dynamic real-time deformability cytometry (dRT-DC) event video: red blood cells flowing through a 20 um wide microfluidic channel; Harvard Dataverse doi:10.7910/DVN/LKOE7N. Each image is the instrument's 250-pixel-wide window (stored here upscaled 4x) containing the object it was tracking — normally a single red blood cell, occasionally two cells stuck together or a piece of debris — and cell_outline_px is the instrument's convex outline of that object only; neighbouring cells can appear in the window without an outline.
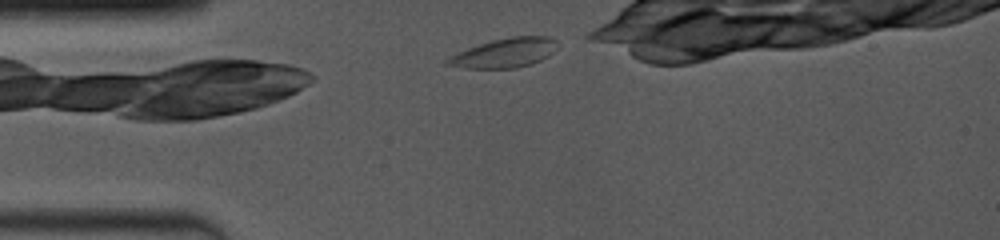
{"species": "common noctule bat (a hibernating species)", "species_latin": "Nyctalus noctula", "temperature_condition": "room temperature", "stored_images_in_passage": 8, "camera_frame_rate_fps": 4000, "um_per_image_px": 0.085, "animal": {"sex": "female", "body_mass_g": 19.0, "forearm_length_mm": 53.3}, "frame": {"image": 1, "passage_image": 1, "time_ms": 0.0, "image_size_px": [1000, 240], "cell_outline_px": [[560, 44], [548, 56], [532, 64], [516, 68], [464, 68], [444, 64], [444, 60], [468, 48], [492, 40], [508, 36], [548, 36], [556, 40]], "centroid_in_image_um": [42.93, 4.49], "position_along_channel_um": 42.1, "area_um2": 18.79}}
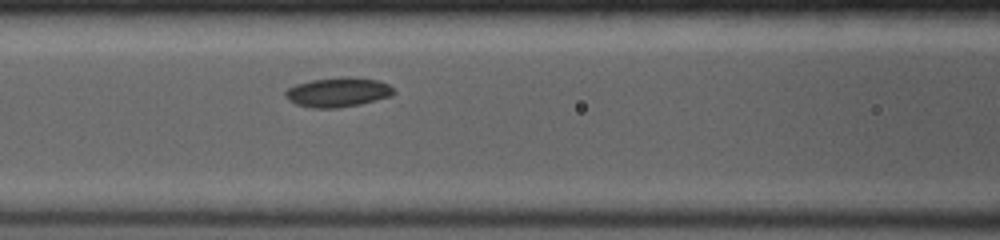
{"frame": {"image": 2, "passage_image": 6, "time_ms": 3.0, "image_size_px": [1000, 240], "cell_outline_px": [[396, 92], [392, 96], [360, 104], [340, 108], [312, 108], [296, 104], [288, 100], [284, 96], [284, 92], [288, 88], [296, 84], [312, 80], [344, 76], [348, 76], [380, 80], [388, 84]], "centroid_in_image_um": [28.73, 7.83], "position_along_channel_um": 137.9, "area_um2": 18.84}}
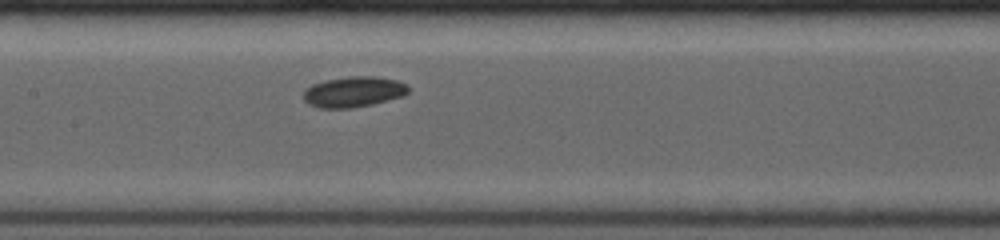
{"frame": {"image": 3, "passage_image": 8, "time_ms": 4.0, "image_size_px": [1000, 240], "cell_outline_px": [[408, 92], [404, 96], [372, 104], [352, 108], [320, 108], [308, 104], [304, 100], [304, 88], [312, 84], [324, 80], [348, 76], [376, 76], [396, 80], [408, 84]], "centroid_in_image_um": [30.04, 7.8], "position_along_channel_um": 177.4, "area_um2": 18.9}}